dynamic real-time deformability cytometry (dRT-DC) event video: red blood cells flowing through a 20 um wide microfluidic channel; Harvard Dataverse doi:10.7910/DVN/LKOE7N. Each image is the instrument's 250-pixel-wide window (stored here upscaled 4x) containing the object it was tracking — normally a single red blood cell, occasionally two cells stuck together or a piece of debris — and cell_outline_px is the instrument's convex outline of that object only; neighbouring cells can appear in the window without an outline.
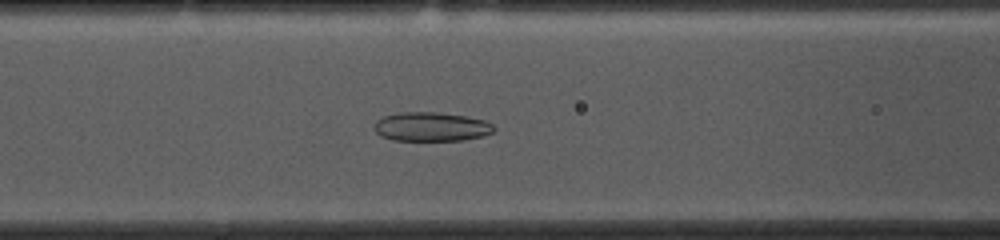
{"species": "common noctule bat (a hibernating species)", "species_latin": "Nyctalus noctula", "temperature_condition": "cold", "stored_images_in_passage": 54, "camera_frame_rate_fps": 3000, "um_per_image_px": 0.085, "animal": {"sex": "female", "body_mass_g": 10.0, "forearm_length_mm": 53.1}, "frame": {"image": 1, "passage_image": 20, "time_ms": 6.333, "image_size_px": [1000, 240], "cell_outline_px": [[496, 128], [492, 132], [484, 136], [464, 140], [392, 140], [380, 136], [376, 132], [376, 120], [384, 116], [396, 112], [436, 112], [464, 116], [484, 120], [492, 124]], "centroid_in_image_um": [36.66, 10.77], "position_along_channel_um": 129.9, "area_um2": 20.23}}
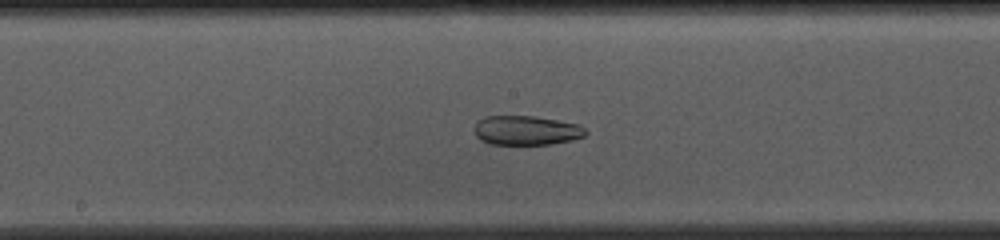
{"frame": {"image": 2, "passage_image": 26, "time_ms": 8.333, "image_size_px": [1000, 240], "cell_outline_px": [[588, 132], [584, 136], [572, 140], [552, 144], [492, 144], [480, 140], [476, 136], [476, 124], [484, 116], [536, 116], [576, 124], [584, 128]], "centroid_in_image_um": [44.75, 11.08], "position_along_channel_um": 203.5, "area_um2": 18.84}}
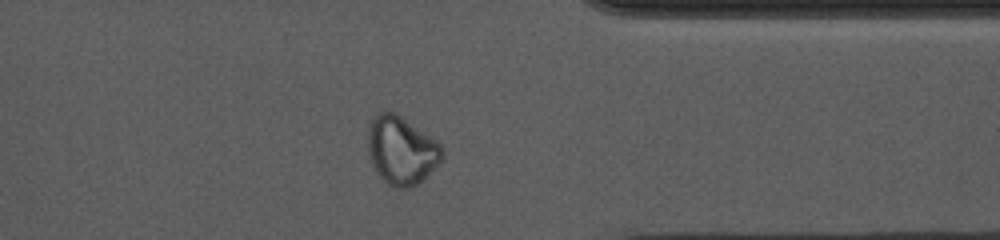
{"frame": {"image": 3, "passage_image": 41, "time_ms": 13.333, "image_size_px": [1000, 240], "cell_outline_px": [[444, 156], [424, 180], [412, 188], [396, 188], [388, 184], [376, 172], [368, 152], [368, 132], [372, 120], [380, 112], [392, 112], [400, 116], [436, 140], [440, 144], [444, 152]], "centroid_in_image_um": [34.14, 12.82], "position_along_channel_um": 377.3, "area_um2": 29.19}, "authors_computed_cell_mechanics": {"area_um2": 25.2586, "velocity_mm_per_s": 3.6817, "shape_relaxation_time_tau1_ms": null, "shape_relaxation_time_tau2_ms": 3.375, "deformation_change_tau1": null, "deformation_change_tau2": 0.0756}}